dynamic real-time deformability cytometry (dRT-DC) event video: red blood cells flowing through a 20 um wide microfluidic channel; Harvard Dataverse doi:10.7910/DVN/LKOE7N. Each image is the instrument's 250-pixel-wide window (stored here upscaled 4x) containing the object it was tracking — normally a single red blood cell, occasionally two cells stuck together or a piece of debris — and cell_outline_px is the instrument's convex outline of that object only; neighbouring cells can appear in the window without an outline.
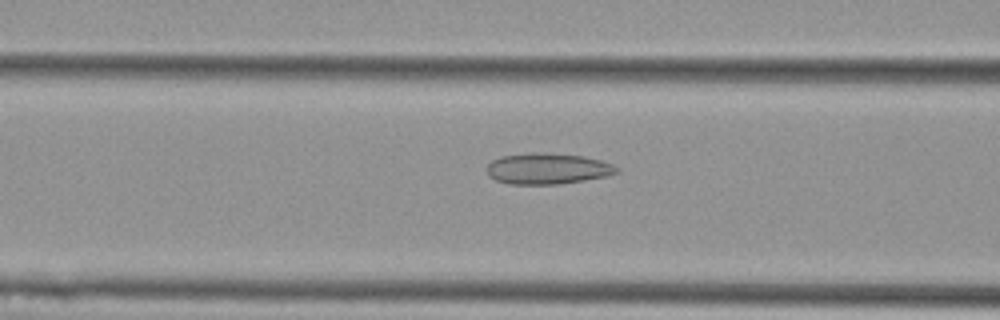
{"species": "Egyptian fruit bat (a non-hibernating species)", "species_latin": "Rousettus aegyptiacus", "temperature_condition": "cold", "stored_images_in_passage": 55, "camera_frame_rate_fps": 3000, "um_per_image_px": 0.085, "animal": {"sex": "female"}, "frame": {"image": 1, "passage_image": 22, "time_ms": 7.0, "image_size_px": [1000, 320], "cell_outline_px": [[620, 172], [608, 176], [584, 180], [556, 184], [508, 184], [496, 180], [488, 176], [488, 164], [492, 160], [500, 156], [532, 152], [544, 152], [584, 156], [600, 160], [612, 164], [620, 168]], "centroid_in_image_um": [46.56, 14.33], "position_along_channel_um": 120.0, "area_um2": 23.64}}
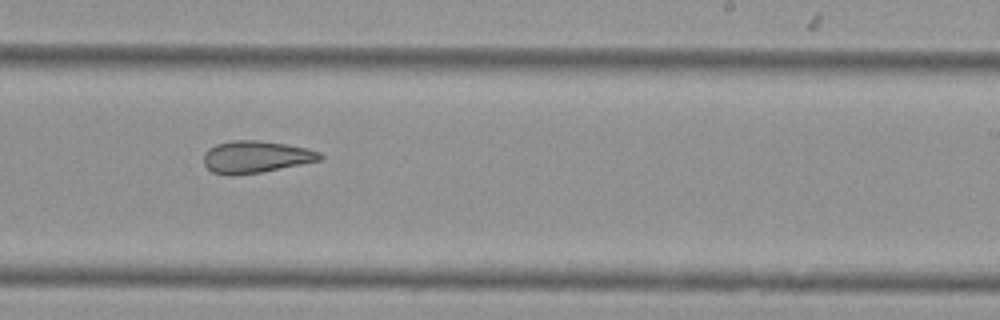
{"frame": {"image": 2, "passage_image": 34, "time_ms": 11.0, "image_size_px": [1000, 320], "cell_outline_px": [[324, 156], [320, 160], [260, 172], [232, 176], [228, 176], [212, 172], [204, 164], [204, 152], [208, 148], [216, 144], [232, 140], [260, 140], [288, 144], [320, 152]], "centroid_in_image_um": [21.7, 13.33], "position_along_channel_um": 267.3, "area_um2": 21.73}}
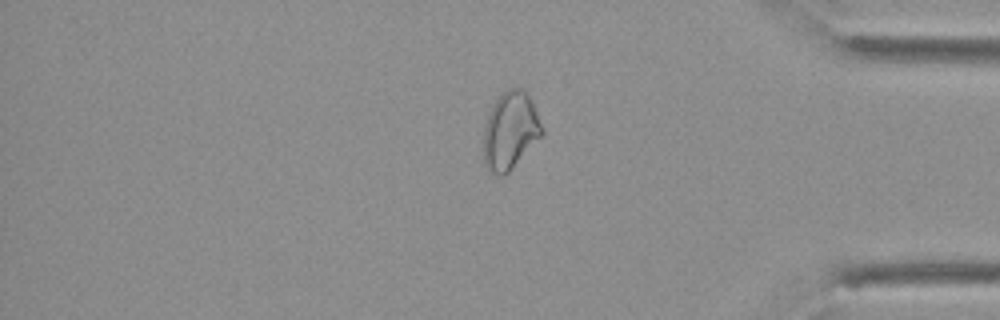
{"frame": {"image": 3, "passage_image": 46, "time_ms": 15.0, "image_size_px": [1000, 320], "cell_outline_px": [[544, 132], [512, 168], [504, 176], [496, 176], [488, 172], [484, 164], [484, 124], [488, 112], [492, 104], [508, 88], [524, 88], [544, 128]], "centroid_in_image_um": [43.34, 11.13], "position_along_channel_um": 391.9, "area_um2": 26.3}, "authors_computed_cell_mechanics": {"area_um2": 26.299, "velocity_mm_per_s": 3.6841, "shape_relaxation_time_tau1_ms": null, "shape_relaxation_time_tau2_ms": 3.2114, "deformation_change_tau1": null, "deformation_change_tau2": 0.0943}}